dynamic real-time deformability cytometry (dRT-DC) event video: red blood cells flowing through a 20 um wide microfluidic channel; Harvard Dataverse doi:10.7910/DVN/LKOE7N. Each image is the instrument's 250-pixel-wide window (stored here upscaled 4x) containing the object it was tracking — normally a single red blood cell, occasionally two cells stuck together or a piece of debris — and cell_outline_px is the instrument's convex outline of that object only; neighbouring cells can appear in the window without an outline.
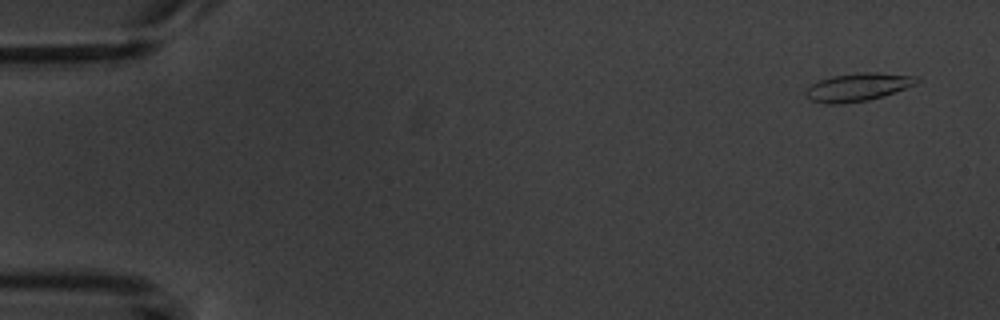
{"species": "common noctule bat (a hibernating species)", "species_latin": "Nyctalus noctula", "temperature_condition": "warm", "stored_images_in_passage": 5, "camera_frame_rate_fps": 3000, "um_per_image_px": 0.085, "animal": {"sex": "male", "body_mass_g": 20.1, "forearm_length_mm": 53.5}, "frame": {"image": 1, "passage_image": 1, "time_ms": 0.0, "image_size_px": [1000, 320], "cell_outline_px": [[920, 80], [916, 84], [868, 100], [840, 104], [828, 104], [812, 100], [804, 92], [812, 84], [820, 80], [832, 76], [860, 72], [876, 72], [916, 76]], "centroid_in_image_um": [72.91, 7.39], "position_along_channel_um": 12.1, "area_um2": 17.74}}